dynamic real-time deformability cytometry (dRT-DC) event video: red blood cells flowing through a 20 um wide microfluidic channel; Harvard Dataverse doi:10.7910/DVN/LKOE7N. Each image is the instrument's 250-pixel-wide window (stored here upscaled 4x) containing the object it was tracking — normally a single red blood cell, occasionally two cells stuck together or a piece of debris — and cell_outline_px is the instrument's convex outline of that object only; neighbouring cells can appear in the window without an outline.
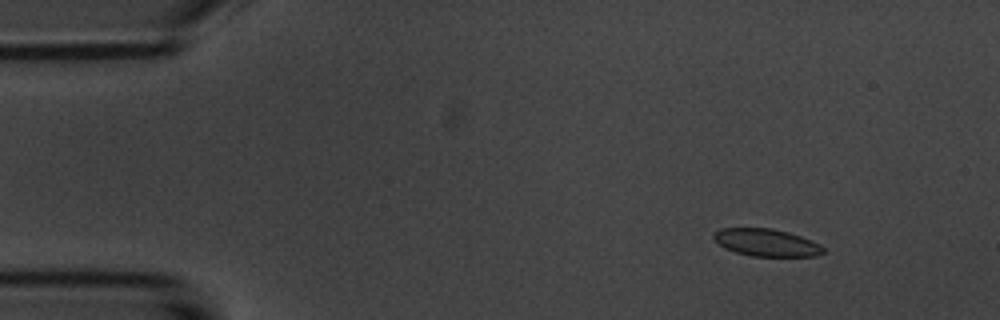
{"species": "common noctule bat (a hibernating species)", "species_latin": "Nyctalus noctula", "temperature_condition": "room temperature", "stored_images_in_passage": 5, "camera_frame_rate_fps": 3000, "um_per_image_px": 0.085, "animal": {"sex": "male", "body_mass_g": 20.1, "forearm_length_mm": 53.5}, "frame": {"image": 1, "passage_image": 1, "time_ms": 0.0, "image_size_px": [1000, 320], "cell_outline_px": [[824, 252], [816, 256], [752, 256], [736, 252], [724, 248], [712, 240], [712, 232], [720, 228], [772, 228], [788, 232], [812, 240], [820, 244], [824, 248]], "centroid_in_image_um": [65.09, 20.61], "position_along_channel_um": 19.9, "area_um2": 17.69}}
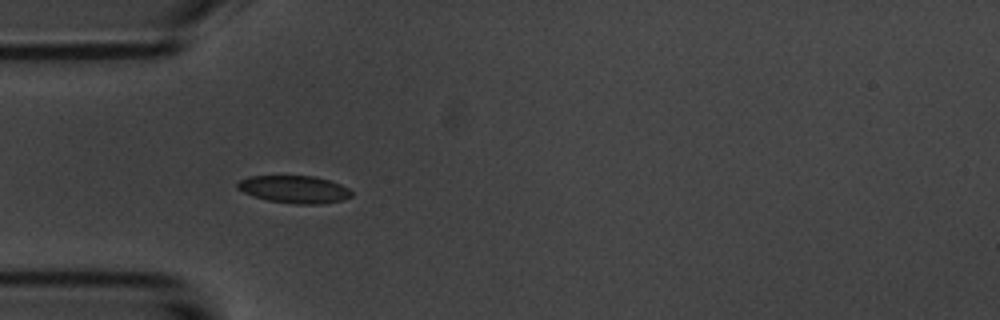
{"frame": {"image": 2, "passage_image": 4, "time_ms": 3.333, "image_size_px": [1000, 320], "cell_outline_px": [[352, 196], [344, 200], [320, 204], [292, 204], [268, 200], [252, 196], [236, 188], [236, 184], [240, 180], [248, 176], [316, 176], [340, 184], [348, 188], [352, 192]], "centroid_in_image_um": [25.01, 16.1], "position_along_channel_um": 60.0, "area_um2": 18.38}}